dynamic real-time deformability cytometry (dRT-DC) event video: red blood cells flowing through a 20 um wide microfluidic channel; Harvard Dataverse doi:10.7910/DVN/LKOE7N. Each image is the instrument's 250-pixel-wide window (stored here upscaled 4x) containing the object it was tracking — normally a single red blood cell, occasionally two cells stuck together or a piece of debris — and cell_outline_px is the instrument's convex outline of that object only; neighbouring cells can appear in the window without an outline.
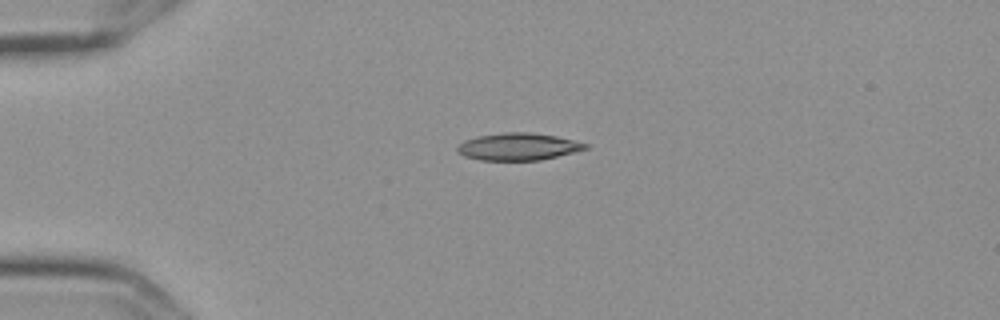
{"species": "Egyptian fruit bat (a non-hibernating species)", "species_latin": "Rousettus aegyptiacus", "temperature_condition": "cold", "stored_images_in_passage": 2, "camera_frame_rate_fps": 3000, "um_per_image_px": 0.085, "frame": {"image": 1, "passage_image": 1, "time_ms": 0.0, "image_size_px": [1000, 320], "cell_outline_px": [[588, 148], [540, 160], [480, 160], [464, 156], [456, 152], [456, 148], [464, 140], [476, 136], [504, 132], [528, 132], [556, 136], [588, 144]], "centroid_in_image_um": [43.98, 12.46], "position_along_channel_um": 41.0, "area_um2": 20.17}}